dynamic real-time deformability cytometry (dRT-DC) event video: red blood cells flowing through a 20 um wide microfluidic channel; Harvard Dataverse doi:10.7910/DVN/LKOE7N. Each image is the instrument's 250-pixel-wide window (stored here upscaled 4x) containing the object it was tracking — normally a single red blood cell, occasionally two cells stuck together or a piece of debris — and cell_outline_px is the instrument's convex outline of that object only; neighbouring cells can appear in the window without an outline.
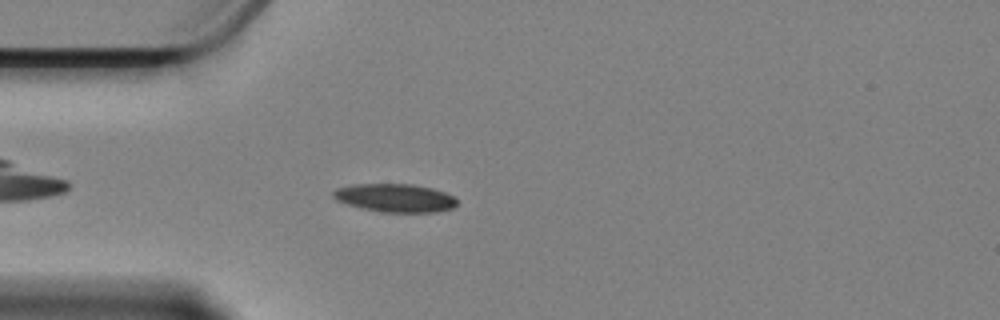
{"species": "Egyptian fruit bat (a non-hibernating species)", "species_latin": "Rousettus aegyptiacus", "temperature_condition": "cold", "stored_images_in_passage": 50, "camera_frame_rate_fps": 3000, "um_per_image_px": 0.085, "animal": {"sex": "female"}, "frame": {"image": 1, "passage_image": 7, "time_ms": 2.0, "image_size_px": [1000, 320], "cell_outline_px": [[456, 204], [452, 208], [436, 212], [380, 212], [348, 204], [336, 200], [332, 196], [332, 192], [336, 188], [352, 184], [412, 184], [432, 188], [456, 196]], "centroid_in_image_um": [33.58, 16.81], "position_along_channel_um": 51.4, "area_um2": 20.4}}
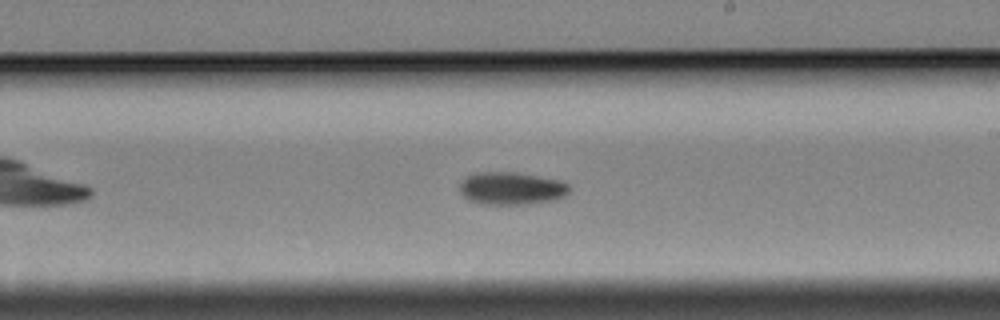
{"frame": {"image": 2, "passage_image": 25, "time_ms": 8.0, "image_size_px": [1000, 320], "cell_outline_px": [[572, 188], [564, 196], [552, 200], [532, 204], [480, 204], [468, 200], [460, 192], [460, 184], [468, 176], [476, 172], [512, 172], [564, 180]], "centroid_in_image_um": [43.5, 16.01], "position_along_channel_um": 245.5, "area_um2": 20.98}}
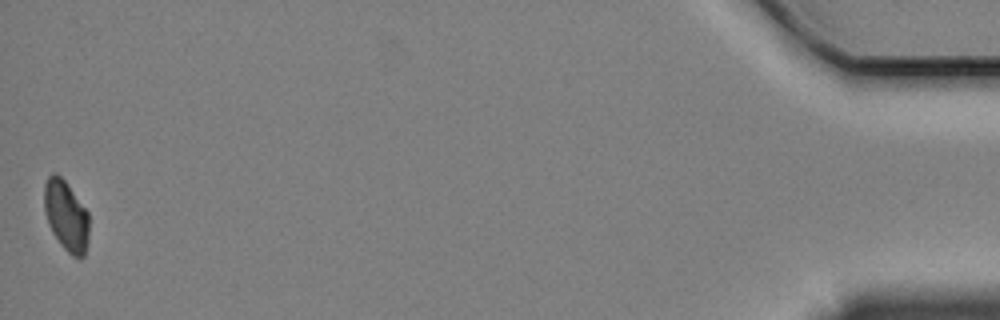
{"frame": {"image": 3, "passage_image": 50, "time_ms": 16.333, "image_size_px": [1000, 320], "cell_outline_px": [[88, 240], [84, 256], [80, 260], [72, 256], [60, 244], [52, 232], [48, 224], [44, 212], [44, 184], [48, 176], [52, 172], [56, 172], [64, 180], [88, 212]], "centroid_in_image_um": [5.6, 18.35], "position_along_channel_um": 429.6, "area_um2": 18.5}, "authors_computed_cell_mechanics": {"area_um2": 19.7387, "velocity_mm_per_s": 3.3463, "shape_relaxation_time_tau1_ms": 3.9013, "shape_relaxation_time_tau2_ms": null, "deformation_change_tau1": 0.0933, "deformation_change_tau2": null}}